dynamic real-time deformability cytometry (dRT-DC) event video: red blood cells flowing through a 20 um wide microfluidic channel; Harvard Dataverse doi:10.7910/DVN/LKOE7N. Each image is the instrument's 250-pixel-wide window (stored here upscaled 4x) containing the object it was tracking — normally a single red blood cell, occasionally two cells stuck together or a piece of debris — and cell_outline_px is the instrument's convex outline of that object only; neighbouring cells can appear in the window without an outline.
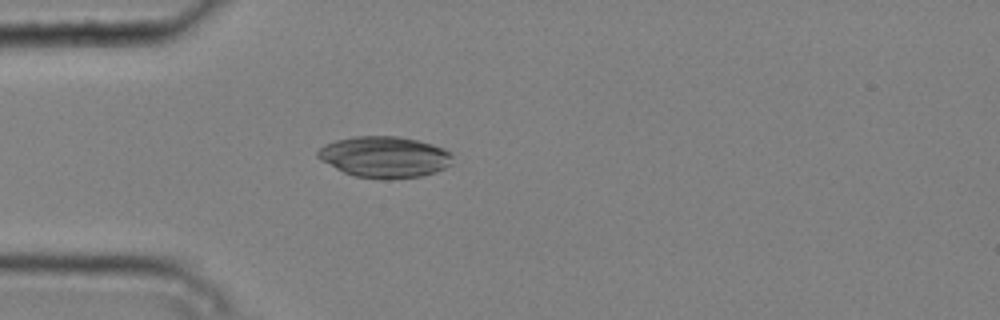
{"species": "common noctule bat (a hibernating species)", "species_latin": "Nyctalus noctula", "temperature_condition": "cold", "stored_images_in_passage": 4, "camera_frame_rate_fps": 3000, "um_per_image_px": 0.085, "animal": {"sex": "male", "body_mass_g": 20.4}, "frame": {"image": 1, "passage_image": 4, "time_ms": 1.0, "image_size_px": [1000, 320], "cell_outline_px": [[452, 164], [436, 172], [420, 176], [384, 180], [356, 176], [344, 172], [320, 160], [316, 156], [316, 152], [324, 144], [336, 140], [352, 136], [396, 136], [420, 140], [444, 148], [452, 152]], "centroid_in_image_um": [32.7, 13.33], "position_along_channel_um": 52.3, "area_um2": 32.66}}